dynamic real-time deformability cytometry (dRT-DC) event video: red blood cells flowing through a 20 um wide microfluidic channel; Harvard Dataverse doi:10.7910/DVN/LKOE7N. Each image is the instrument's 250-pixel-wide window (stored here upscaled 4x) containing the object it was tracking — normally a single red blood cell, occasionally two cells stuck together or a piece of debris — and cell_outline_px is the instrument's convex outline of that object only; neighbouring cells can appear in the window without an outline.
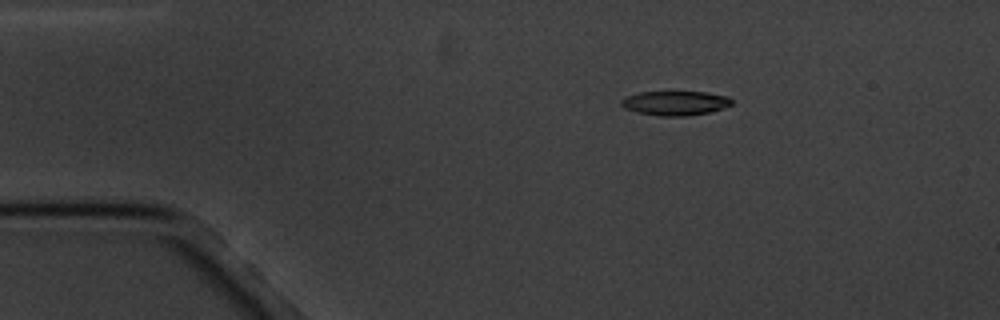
{"species": "common noctule bat (a hibernating species)", "species_latin": "Nyctalus noctula", "temperature_condition": "cold", "stored_images_in_passage": 4, "camera_frame_rate_fps": 3000, "um_per_image_px": 0.085, "animal": {"sex": "male", "body_mass_g": 20.1, "forearm_length_mm": 53.5}, "frame": {"image": 1, "passage_image": 2, "time_ms": 2.0, "image_size_px": [1000, 320], "cell_outline_px": [[732, 104], [724, 108], [708, 112], [688, 116], [660, 116], [636, 112], [624, 108], [620, 104], [620, 100], [624, 96], [640, 92], [708, 92], [728, 96], [732, 100]], "centroid_in_image_um": [57.37, 8.76], "position_along_channel_um": 27.6, "area_um2": 15.84}}